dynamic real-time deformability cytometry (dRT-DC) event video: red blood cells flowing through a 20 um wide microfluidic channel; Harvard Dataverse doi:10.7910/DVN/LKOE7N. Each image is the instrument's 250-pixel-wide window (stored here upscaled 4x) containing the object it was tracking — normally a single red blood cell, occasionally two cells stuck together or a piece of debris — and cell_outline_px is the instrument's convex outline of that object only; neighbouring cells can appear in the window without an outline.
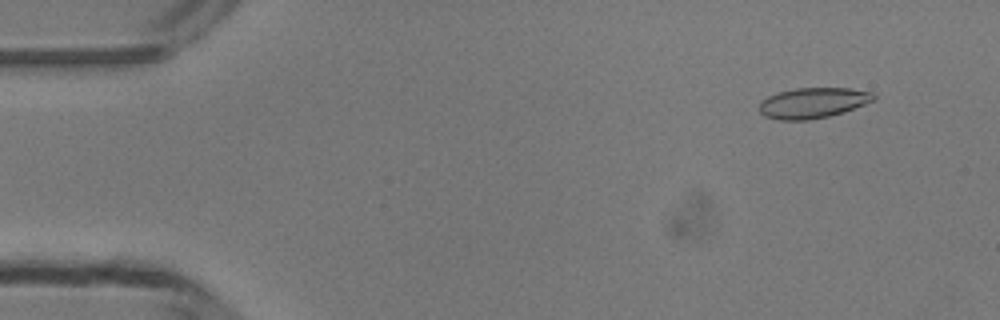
{"species": "common noctule bat (a hibernating species)", "species_latin": "Nyctalus noctula", "temperature_condition": "room temperature", "stored_images_in_passage": 48, "camera_frame_rate_fps": 3000, "um_per_image_px": 0.085, "animal": {"sex": "male", "body_mass_g": 13.3}, "frame": {"image": 1, "passage_image": 4, "time_ms": 1.0, "image_size_px": [1000, 320], "cell_outline_px": [[876, 100], [828, 116], [808, 120], [780, 120], [764, 116], [760, 112], [760, 104], [768, 96], [776, 92], [796, 88], [848, 88], [872, 92], [876, 96]], "centroid_in_image_um": [69.09, 8.73], "position_along_channel_um": 15.9, "area_um2": 20.11}}
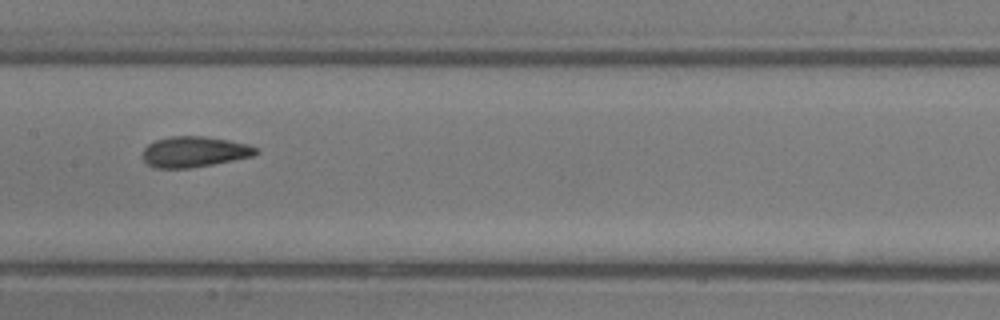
{"frame": {"image": 2, "passage_image": 24, "time_ms": 7.667, "image_size_px": [1000, 320], "cell_outline_px": [[260, 152], [252, 156], [212, 164], [188, 168], [156, 168], [148, 164], [144, 160], [144, 148], [148, 144], [156, 140], [172, 136], [204, 136], [228, 140], [248, 144], [256, 148]], "centroid_in_image_um": [16.52, 12.89], "position_along_channel_um": 190.9, "area_um2": 20.0}}
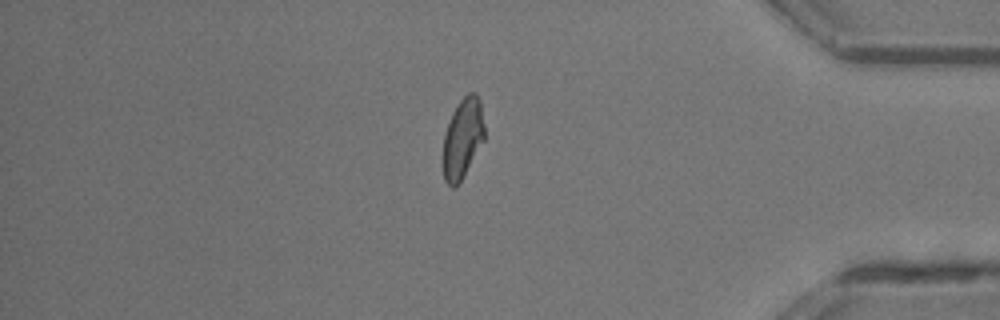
{"frame": {"image": 3, "passage_image": 41, "time_ms": 13.333, "image_size_px": [1000, 320], "cell_outline_px": [[484, 140], [456, 188], [452, 188], [444, 180], [440, 160], [444, 136], [452, 112], [456, 104], [468, 92], [476, 92], [480, 100], [484, 124]], "centroid_in_image_um": [39.28, 11.78], "position_along_channel_um": 395.9, "area_um2": 19.77}, "authors_computed_cell_mechanics": {"area_um2": 20.0855, "velocity_mm_per_s": 4.2057, "shape_relaxation_time_tau1_ms": 9.2277, "shape_relaxation_time_tau2_ms": 1.6381, "deformation_change_tau1": 0.199, "deformation_change_tau2": 0.0694}}